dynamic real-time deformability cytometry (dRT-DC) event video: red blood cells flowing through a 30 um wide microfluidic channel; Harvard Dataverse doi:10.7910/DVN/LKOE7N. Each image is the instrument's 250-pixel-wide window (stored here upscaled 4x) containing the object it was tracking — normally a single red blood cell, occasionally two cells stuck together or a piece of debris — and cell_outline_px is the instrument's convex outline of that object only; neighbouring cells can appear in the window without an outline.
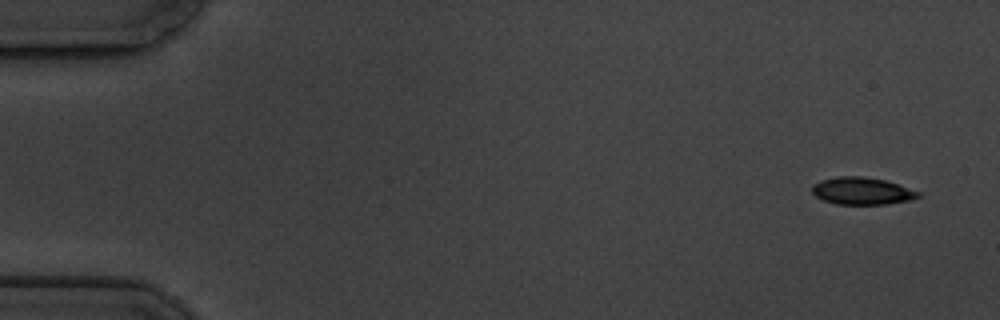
{"species": "common noctule bat (a hibernating species)", "species_latin": "Nyctalus noctula", "temperature_condition": "cold", "stored_images_in_passage": 6, "segment_of_instrument_passage": [1, 2], "camera_frame_rate_fps": 3000, "um_per_image_px": 0.085, "animal": {"sex": "male", "body_mass_g": 19.5, "forearm_length_mm": 54.6}, "frame": {"image": 1, "passage_image": 1, "time_ms": 0.0, "image_size_px": [1000, 320], "cell_outline_px": [[920, 196], [908, 200], [884, 204], [836, 204], [824, 200], [816, 196], [812, 192], [812, 184], [820, 180], [840, 176], [860, 176], [884, 180], [920, 192]], "centroid_in_image_um": [73.22, 16.23], "position_along_channel_um": 11.8, "area_um2": 16.59}}